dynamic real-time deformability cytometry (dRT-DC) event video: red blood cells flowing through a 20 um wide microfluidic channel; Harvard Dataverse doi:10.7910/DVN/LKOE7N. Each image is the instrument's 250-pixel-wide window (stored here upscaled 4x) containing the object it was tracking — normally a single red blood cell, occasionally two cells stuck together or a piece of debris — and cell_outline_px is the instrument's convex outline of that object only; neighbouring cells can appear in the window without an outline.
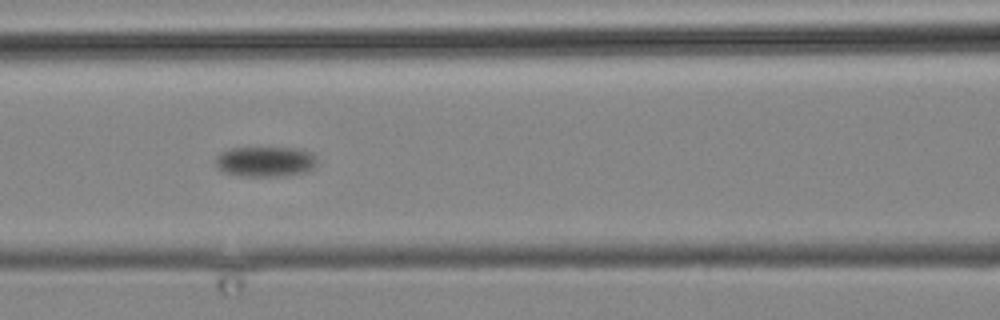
{"species": "common noctule bat (a hibernating species)", "species_latin": "Nyctalus noctula", "temperature_condition": "cold", "stored_images_in_passage": 6, "camera_frame_rate_fps": 3000, "um_per_image_px": 0.085, "animal": {"sex": "male", "body_mass_g": 19.2, "forearm_length_mm": 51.8}, "frame": {"image": 1, "passage_image": 4, "time_ms": 4.333, "image_size_px": [1000, 320], "cell_outline_px": [[316, 164], [308, 172], [284, 176], [244, 176], [224, 172], [216, 168], [216, 156], [220, 152], [228, 148], [300, 148], [312, 152], [316, 156]], "centroid_in_image_um": [22.57, 13.73], "position_along_channel_um": 144.0, "area_um2": 18.15}}
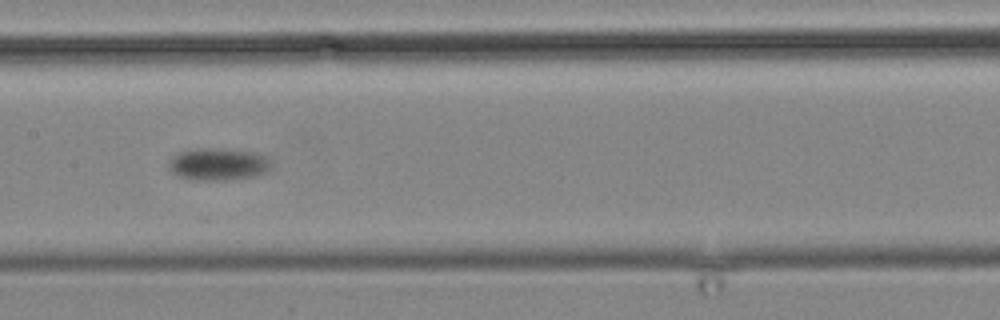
{"frame": {"image": 2, "passage_image": 5, "time_ms": 6.0, "image_size_px": [1000, 320], "cell_outline_px": [[272, 168], [268, 172], [256, 176], [224, 180], [196, 180], [176, 176], [168, 168], [168, 160], [172, 156], [180, 152], [196, 148], [224, 148], [260, 152], [268, 160]], "centroid_in_image_um": [18.55, 13.95], "position_along_channel_um": 188.9, "area_um2": 19.71}}